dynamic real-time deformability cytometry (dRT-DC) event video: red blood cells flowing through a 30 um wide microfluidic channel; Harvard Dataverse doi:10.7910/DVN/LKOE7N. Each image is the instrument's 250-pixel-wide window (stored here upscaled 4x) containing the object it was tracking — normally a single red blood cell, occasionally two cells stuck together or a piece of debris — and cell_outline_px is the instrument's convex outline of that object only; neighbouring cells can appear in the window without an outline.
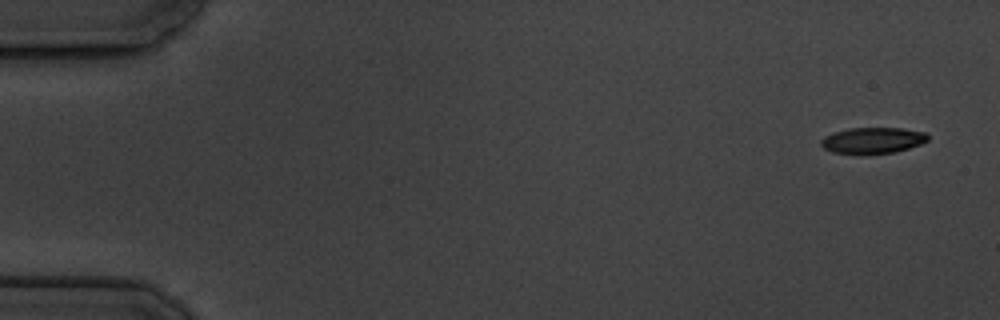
{"species": "common noctule bat (a hibernating species)", "species_latin": "Nyctalus noctula", "temperature_condition": "cold", "stored_images_in_passage": 5, "camera_frame_rate_fps": 3000, "um_per_image_px": 0.085, "animal": {"sex": "male", "body_mass_g": 19.5, "forearm_length_mm": 54.6}, "frame": {"image": 1, "passage_image": 1, "time_ms": 0.0, "image_size_px": [1000, 320], "cell_outline_px": [[928, 140], [920, 144], [896, 152], [864, 156], [860, 156], [832, 152], [824, 148], [820, 144], [820, 140], [824, 136], [848, 128], [900, 128], [928, 132]], "centroid_in_image_um": [74.16, 11.96], "position_along_channel_um": 10.8, "area_um2": 16.76}}
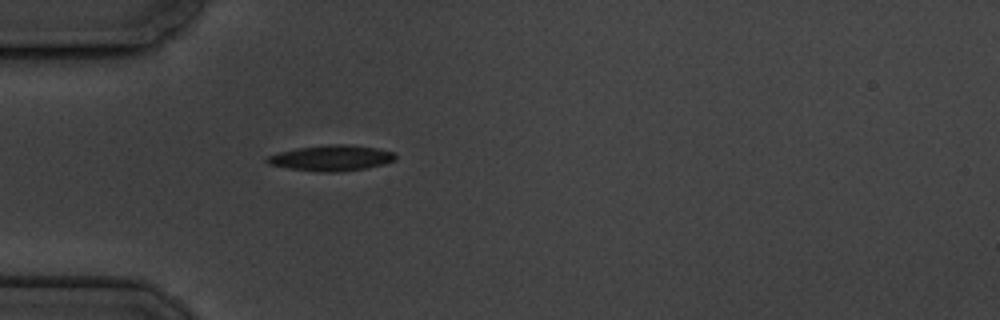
{"frame": {"image": 2, "passage_image": 5, "time_ms": 5.0, "image_size_px": [1000, 320], "cell_outline_px": [[396, 160], [384, 164], [364, 168], [336, 172], [320, 172], [288, 168], [268, 164], [264, 160], [268, 156], [280, 152], [296, 148], [332, 144], [348, 144], [376, 148], [396, 152]], "centroid_in_image_um": [28.18, 13.43], "position_along_channel_um": 56.8, "area_um2": 19.19}}